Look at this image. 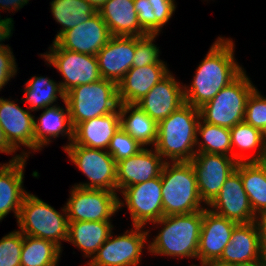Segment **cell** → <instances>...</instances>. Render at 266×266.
<instances>
[{
    "instance_id": "f1b7e54d",
    "label": "cell",
    "mask_w": 266,
    "mask_h": 266,
    "mask_svg": "<svg viewBox=\"0 0 266 266\" xmlns=\"http://www.w3.org/2000/svg\"><path fill=\"white\" fill-rule=\"evenodd\" d=\"M118 110L120 127L126 133L142 146L156 143L158 124L145 111L136 104H120ZM130 110L128 118H124Z\"/></svg>"
},
{
    "instance_id": "484cf974",
    "label": "cell",
    "mask_w": 266,
    "mask_h": 266,
    "mask_svg": "<svg viewBox=\"0 0 266 266\" xmlns=\"http://www.w3.org/2000/svg\"><path fill=\"white\" fill-rule=\"evenodd\" d=\"M109 221H76L68 222L67 241L78 246L86 256H92L111 233Z\"/></svg>"
},
{
    "instance_id": "6da1fadb",
    "label": "cell",
    "mask_w": 266,
    "mask_h": 266,
    "mask_svg": "<svg viewBox=\"0 0 266 266\" xmlns=\"http://www.w3.org/2000/svg\"><path fill=\"white\" fill-rule=\"evenodd\" d=\"M218 39L199 65L191 87H184L185 103L198 109L243 72L234 61L233 42Z\"/></svg>"
},
{
    "instance_id": "7bdbcfd3",
    "label": "cell",
    "mask_w": 266,
    "mask_h": 266,
    "mask_svg": "<svg viewBox=\"0 0 266 266\" xmlns=\"http://www.w3.org/2000/svg\"><path fill=\"white\" fill-rule=\"evenodd\" d=\"M29 0H0V7H4V9H9L13 7L14 9H18V7H23L24 4L28 3ZM10 4V5H9ZM3 5V6H2ZM5 5V6H4ZM12 5V6H11ZM7 6V7H6ZM11 6V7H10Z\"/></svg>"
},
{
    "instance_id": "2e32d148",
    "label": "cell",
    "mask_w": 266,
    "mask_h": 266,
    "mask_svg": "<svg viewBox=\"0 0 266 266\" xmlns=\"http://www.w3.org/2000/svg\"><path fill=\"white\" fill-rule=\"evenodd\" d=\"M136 37L112 36L96 54L101 77L118 82L133 67Z\"/></svg>"
},
{
    "instance_id": "603a6c76",
    "label": "cell",
    "mask_w": 266,
    "mask_h": 266,
    "mask_svg": "<svg viewBox=\"0 0 266 266\" xmlns=\"http://www.w3.org/2000/svg\"><path fill=\"white\" fill-rule=\"evenodd\" d=\"M25 162L26 157L24 159L23 156L17 155L9 164H3L0 168V220L10 210L14 211L18 219L23 199L27 194L22 189Z\"/></svg>"
},
{
    "instance_id": "44dd1931",
    "label": "cell",
    "mask_w": 266,
    "mask_h": 266,
    "mask_svg": "<svg viewBox=\"0 0 266 266\" xmlns=\"http://www.w3.org/2000/svg\"><path fill=\"white\" fill-rule=\"evenodd\" d=\"M34 121L29 111L0 98V125L8 144L14 150L18 144L34 149Z\"/></svg>"
},
{
    "instance_id": "bcb514c9",
    "label": "cell",
    "mask_w": 266,
    "mask_h": 266,
    "mask_svg": "<svg viewBox=\"0 0 266 266\" xmlns=\"http://www.w3.org/2000/svg\"><path fill=\"white\" fill-rule=\"evenodd\" d=\"M207 266H237L236 264H232L229 262H224L219 259L211 260L206 262Z\"/></svg>"
},
{
    "instance_id": "8992f818",
    "label": "cell",
    "mask_w": 266,
    "mask_h": 266,
    "mask_svg": "<svg viewBox=\"0 0 266 266\" xmlns=\"http://www.w3.org/2000/svg\"><path fill=\"white\" fill-rule=\"evenodd\" d=\"M255 89L243 71L211 101L199 108L201 119L206 123L231 129L244 121L247 100Z\"/></svg>"
},
{
    "instance_id": "7402d4cb",
    "label": "cell",
    "mask_w": 266,
    "mask_h": 266,
    "mask_svg": "<svg viewBox=\"0 0 266 266\" xmlns=\"http://www.w3.org/2000/svg\"><path fill=\"white\" fill-rule=\"evenodd\" d=\"M259 232L255 221L238 223L231 234L228 245L219 260L232 264L253 262L263 257Z\"/></svg>"
},
{
    "instance_id": "b9f144b4",
    "label": "cell",
    "mask_w": 266,
    "mask_h": 266,
    "mask_svg": "<svg viewBox=\"0 0 266 266\" xmlns=\"http://www.w3.org/2000/svg\"><path fill=\"white\" fill-rule=\"evenodd\" d=\"M1 19V18H0ZM13 20L11 18H6L0 20V42L2 40H5L10 37L11 35V30H12V23ZM5 45L0 44V48H4Z\"/></svg>"
},
{
    "instance_id": "cb8c5ba5",
    "label": "cell",
    "mask_w": 266,
    "mask_h": 266,
    "mask_svg": "<svg viewBox=\"0 0 266 266\" xmlns=\"http://www.w3.org/2000/svg\"><path fill=\"white\" fill-rule=\"evenodd\" d=\"M120 128V112L92 118L73 128V143L95 149H108L111 138Z\"/></svg>"
},
{
    "instance_id": "5b68a950",
    "label": "cell",
    "mask_w": 266,
    "mask_h": 266,
    "mask_svg": "<svg viewBox=\"0 0 266 266\" xmlns=\"http://www.w3.org/2000/svg\"><path fill=\"white\" fill-rule=\"evenodd\" d=\"M65 101L73 128L81 122L113 113L120 105L117 83L104 78L74 87L65 94Z\"/></svg>"
},
{
    "instance_id": "e575fe53",
    "label": "cell",
    "mask_w": 266,
    "mask_h": 266,
    "mask_svg": "<svg viewBox=\"0 0 266 266\" xmlns=\"http://www.w3.org/2000/svg\"><path fill=\"white\" fill-rule=\"evenodd\" d=\"M202 123L199 122L197 132L205 142L199 144L201 145L199 152L228 156V151L232 149L230 130L204 121Z\"/></svg>"
},
{
    "instance_id": "d6986e66",
    "label": "cell",
    "mask_w": 266,
    "mask_h": 266,
    "mask_svg": "<svg viewBox=\"0 0 266 266\" xmlns=\"http://www.w3.org/2000/svg\"><path fill=\"white\" fill-rule=\"evenodd\" d=\"M154 152L143 148L137 154L117 162V189L161 176L166 161L161 162V155L156 150Z\"/></svg>"
},
{
    "instance_id": "60d3db41",
    "label": "cell",
    "mask_w": 266,
    "mask_h": 266,
    "mask_svg": "<svg viewBox=\"0 0 266 266\" xmlns=\"http://www.w3.org/2000/svg\"><path fill=\"white\" fill-rule=\"evenodd\" d=\"M261 217V220H255L256 225L258 226L260 244L262 248L263 255L266 257V213L258 214Z\"/></svg>"
},
{
    "instance_id": "9c48e42d",
    "label": "cell",
    "mask_w": 266,
    "mask_h": 266,
    "mask_svg": "<svg viewBox=\"0 0 266 266\" xmlns=\"http://www.w3.org/2000/svg\"><path fill=\"white\" fill-rule=\"evenodd\" d=\"M64 150L91 183L75 186L114 191L117 189V163L107 152L71 142Z\"/></svg>"
},
{
    "instance_id": "83f0119b",
    "label": "cell",
    "mask_w": 266,
    "mask_h": 266,
    "mask_svg": "<svg viewBox=\"0 0 266 266\" xmlns=\"http://www.w3.org/2000/svg\"><path fill=\"white\" fill-rule=\"evenodd\" d=\"M66 111L55 105L46 107V110L40 116L39 121H34V150L40 149L44 144L46 145L50 137H58L59 134H68L69 140L73 141V126L70 121L69 107L65 101ZM65 130V131H64Z\"/></svg>"
},
{
    "instance_id": "4dcf8cb0",
    "label": "cell",
    "mask_w": 266,
    "mask_h": 266,
    "mask_svg": "<svg viewBox=\"0 0 266 266\" xmlns=\"http://www.w3.org/2000/svg\"><path fill=\"white\" fill-rule=\"evenodd\" d=\"M61 248L55 243L23 235L21 266H56Z\"/></svg>"
},
{
    "instance_id": "ab89813d",
    "label": "cell",
    "mask_w": 266,
    "mask_h": 266,
    "mask_svg": "<svg viewBox=\"0 0 266 266\" xmlns=\"http://www.w3.org/2000/svg\"><path fill=\"white\" fill-rule=\"evenodd\" d=\"M15 60L10 51V47L0 48V89L6 84L10 77L17 72Z\"/></svg>"
},
{
    "instance_id": "c3c4849f",
    "label": "cell",
    "mask_w": 266,
    "mask_h": 266,
    "mask_svg": "<svg viewBox=\"0 0 266 266\" xmlns=\"http://www.w3.org/2000/svg\"><path fill=\"white\" fill-rule=\"evenodd\" d=\"M264 144H265V147H266V131L264 132Z\"/></svg>"
},
{
    "instance_id": "74e56055",
    "label": "cell",
    "mask_w": 266,
    "mask_h": 266,
    "mask_svg": "<svg viewBox=\"0 0 266 266\" xmlns=\"http://www.w3.org/2000/svg\"><path fill=\"white\" fill-rule=\"evenodd\" d=\"M244 122L259 129L262 133L266 131V98H262L257 89L247 100Z\"/></svg>"
},
{
    "instance_id": "52a82bcc",
    "label": "cell",
    "mask_w": 266,
    "mask_h": 266,
    "mask_svg": "<svg viewBox=\"0 0 266 266\" xmlns=\"http://www.w3.org/2000/svg\"><path fill=\"white\" fill-rule=\"evenodd\" d=\"M66 217V218H65ZM21 233L49 240L61 248L60 240L68 238V218L54 208L27 193L18 216Z\"/></svg>"
},
{
    "instance_id": "ac0fdd59",
    "label": "cell",
    "mask_w": 266,
    "mask_h": 266,
    "mask_svg": "<svg viewBox=\"0 0 266 266\" xmlns=\"http://www.w3.org/2000/svg\"><path fill=\"white\" fill-rule=\"evenodd\" d=\"M184 103V90L168 73L136 105L158 124Z\"/></svg>"
},
{
    "instance_id": "f546056e",
    "label": "cell",
    "mask_w": 266,
    "mask_h": 266,
    "mask_svg": "<svg viewBox=\"0 0 266 266\" xmlns=\"http://www.w3.org/2000/svg\"><path fill=\"white\" fill-rule=\"evenodd\" d=\"M140 26L148 34H156L171 18L175 5L173 0H134Z\"/></svg>"
},
{
    "instance_id": "3957f363",
    "label": "cell",
    "mask_w": 266,
    "mask_h": 266,
    "mask_svg": "<svg viewBox=\"0 0 266 266\" xmlns=\"http://www.w3.org/2000/svg\"><path fill=\"white\" fill-rule=\"evenodd\" d=\"M161 172L163 216L190 214L200 210L202 202L195 171L190 161H178Z\"/></svg>"
},
{
    "instance_id": "8d00e7d4",
    "label": "cell",
    "mask_w": 266,
    "mask_h": 266,
    "mask_svg": "<svg viewBox=\"0 0 266 266\" xmlns=\"http://www.w3.org/2000/svg\"><path fill=\"white\" fill-rule=\"evenodd\" d=\"M23 234L13 231L0 240V266H21Z\"/></svg>"
},
{
    "instance_id": "ffe728a7",
    "label": "cell",
    "mask_w": 266,
    "mask_h": 266,
    "mask_svg": "<svg viewBox=\"0 0 266 266\" xmlns=\"http://www.w3.org/2000/svg\"><path fill=\"white\" fill-rule=\"evenodd\" d=\"M166 68L165 64L130 68L117 84L120 104H136L169 73Z\"/></svg>"
},
{
    "instance_id": "5bb4252c",
    "label": "cell",
    "mask_w": 266,
    "mask_h": 266,
    "mask_svg": "<svg viewBox=\"0 0 266 266\" xmlns=\"http://www.w3.org/2000/svg\"><path fill=\"white\" fill-rule=\"evenodd\" d=\"M111 37L107 24L97 12L85 22L63 32L54 42L62 49L96 56Z\"/></svg>"
},
{
    "instance_id": "d590c367",
    "label": "cell",
    "mask_w": 266,
    "mask_h": 266,
    "mask_svg": "<svg viewBox=\"0 0 266 266\" xmlns=\"http://www.w3.org/2000/svg\"><path fill=\"white\" fill-rule=\"evenodd\" d=\"M141 149H143L142 145L120 127L111 138L108 153L117 163L137 154Z\"/></svg>"
},
{
    "instance_id": "7dc6e473",
    "label": "cell",
    "mask_w": 266,
    "mask_h": 266,
    "mask_svg": "<svg viewBox=\"0 0 266 266\" xmlns=\"http://www.w3.org/2000/svg\"><path fill=\"white\" fill-rule=\"evenodd\" d=\"M85 1L91 4L98 11L107 0H85Z\"/></svg>"
},
{
    "instance_id": "4fadbf2b",
    "label": "cell",
    "mask_w": 266,
    "mask_h": 266,
    "mask_svg": "<svg viewBox=\"0 0 266 266\" xmlns=\"http://www.w3.org/2000/svg\"><path fill=\"white\" fill-rule=\"evenodd\" d=\"M134 226H144L163 217L161 176L123 188Z\"/></svg>"
},
{
    "instance_id": "7c38bea8",
    "label": "cell",
    "mask_w": 266,
    "mask_h": 266,
    "mask_svg": "<svg viewBox=\"0 0 266 266\" xmlns=\"http://www.w3.org/2000/svg\"><path fill=\"white\" fill-rule=\"evenodd\" d=\"M135 231L129 234L125 232L122 236L108 239L98 249L96 255L92 256L90 266H135L139 263L140 255L148 232H141L142 226H134Z\"/></svg>"
},
{
    "instance_id": "d4e9b609",
    "label": "cell",
    "mask_w": 266,
    "mask_h": 266,
    "mask_svg": "<svg viewBox=\"0 0 266 266\" xmlns=\"http://www.w3.org/2000/svg\"><path fill=\"white\" fill-rule=\"evenodd\" d=\"M112 36H145L140 26L134 0H107L98 10Z\"/></svg>"
},
{
    "instance_id": "ee69618b",
    "label": "cell",
    "mask_w": 266,
    "mask_h": 266,
    "mask_svg": "<svg viewBox=\"0 0 266 266\" xmlns=\"http://www.w3.org/2000/svg\"><path fill=\"white\" fill-rule=\"evenodd\" d=\"M0 152L7 153V154L15 152V150L8 144L4 136L1 125H0Z\"/></svg>"
},
{
    "instance_id": "d6a6232c",
    "label": "cell",
    "mask_w": 266,
    "mask_h": 266,
    "mask_svg": "<svg viewBox=\"0 0 266 266\" xmlns=\"http://www.w3.org/2000/svg\"><path fill=\"white\" fill-rule=\"evenodd\" d=\"M57 92L64 100L65 94L60 84L44 77H33L28 80L25 88V99L30 103L31 111L42 109L53 104L57 99Z\"/></svg>"
},
{
    "instance_id": "f6af8a7d",
    "label": "cell",
    "mask_w": 266,
    "mask_h": 266,
    "mask_svg": "<svg viewBox=\"0 0 266 266\" xmlns=\"http://www.w3.org/2000/svg\"><path fill=\"white\" fill-rule=\"evenodd\" d=\"M237 266H266V257L263 256L253 262L238 264Z\"/></svg>"
},
{
    "instance_id": "9a60e30c",
    "label": "cell",
    "mask_w": 266,
    "mask_h": 266,
    "mask_svg": "<svg viewBox=\"0 0 266 266\" xmlns=\"http://www.w3.org/2000/svg\"><path fill=\"white\" fill-rule=\"evenodd\" d=\"M216 210H211L236 223H250L255 221L240 174L235 170L224 182L219 194L209 204Z\"/></svg>"
},
{
    "instance_id": "30bf717a",
    "label": "cell",
    "mask_w": 266,
    "mask_h": 266,
    "mask_svg": "<svg viewBox=\"0 0 266 266\" xmlns=\"http://www.w3.org/2000/svg\"><path fill=\"white\" fill-rule=\"evenodd\" d=\"M114 191L75 186L63 209L68 222L110 221L109 218L122 207Z\"/></svg>"
},
{
    "instance_id": "4316f807",
    "label": "cell",
    "mask_w": 266,
    "mask_h": 266,
    "mask_svg": "<svg viewBox=\"0 0 266 266\" xmlns=\"http://www.w3.org/2000/svg\"><path fill=\"white\" fill-rule=\"evenodd\" d=\"M235 170L241 176L254 214L266 213V161L239 162Z\"/></svg>"
},
{
    "instance_id": "277c9868",
    "label": "cell",
    "mask_w": 266,
    "mask_h": 266,
    "mask_svg": "<svg viewBox=\"0 0 266 266\" xmlns=\"http://www.w3.org/2000/svg\"><path fill=\"white\" fill-rule=\"evenodd\" d=\"M203 210L180 215L163 216L153 223L165 227L149 245L150 252L168 256L197 257Z\"/></svg>"
},
{
    "instance_id": "f35d334b",
    "label": "cell",
    "mask_w": 266,
    "mask_h": 266,
    "mask_svg": "<svg viewBox=\"0 0 266 266\" xmlns=\"http://www.w3.org/2000/svg\"><path fill=\"white\" fill-rule=\"evenodd\" d=\"M156 34L136 36V51L133 67H143L149 64H164L158 59L159 49L152 43Z\"/></svg>"
},
{
    "instance_id": "836d02e7",
    "label": "cell",
    "mask_w": 266,
    "mask_h": 266,
    "mask_svg": "<svg viewBox=\"0 0 266 266\" xmlns=\"http://www.w3.org/2000/svg\"><path fill=\"white\" fill-rule=\"evenodd\" d=\"M230 130L232 148L236 147L243 150H251L258 148L257 157L247 159V162H262L266 161V147L264 144V133L259 129L252 127L244 121L234 125ZM259 153V154H258Z\"/></svg>"
},
{
    "instance_id": "7a4b0ae2",
    "label": "cell",
    "mask_w": 266,
    "mask_h": 266,
    "mask_svg": "<svg viewBox=\"0 0 266 266\" xmlns=\"http://www.w3.org/2000/svg\"><path fill=\"white\" fill-rule=\"evenodd\" d=\"M200 119L199 109L184 103L158 123L155 150L173 162L191 161L196 154L192 148L199 144L197 128Z\"/></svg>"
},
{
    "instance_id": "681fc988",
    "label": "cell",
    "mask_w": 266,
    "mask_h": 266,
    "mask_svg": "<svg viewBox=\"0 0 266 266\" xmlns=\"http://www.w3.org/2000/svg\"><path fill=\"white\" fill-rule=\"evenodd\" d=\"M202 263V266H207L206 262H201ZM193 266H196V265H193Z\"/></svg>"
},
{
    "instance_id": "1f68e13d",
    "label": "cell",
    "mask_w": 266,
    "mask_h": 266,
    "mask_svg": "<svg viewBox=\"0 0 266 266\" xmlns=\"http://www.w3.org/2000/svg\"><path fill=\"white\" fill-rule=\"evenodd\" d=\"M51 9L56 21L63 26L55 40L63 32L85 22L98 12L85 0H53Z\"/></svg>"
},
{
    "instance_id": "8fae6325",
    "label": "cell",
    "mask_w": 266,
    "mask_h": 266,
    "mask_svg": "<svg viewBox=\"0 0 266 266\" xmlns=\"http://www.w3.org/2000/svg\"><path fill=\"white\" fill-rule=\"evenodd\" d=\"M53 43L50 54L44 57L64 76L65 82L59 83L64 94L76 86L90 84L102 78L96 56L62 49Z\"/></svg>"
},
{
    "instance_id": "ba28073f",
    "label": "cell",
    "mask_w": 266,
    "mask_h": 266,
    "mask_svg": "<svg viewBox=\"0 0 266 266\" xmlns=\"http://www.w3.org/2000/svg\"><path fill=\"white\" fill-rule=\"evenodd\" d=\"M240 153L232 156L197 152L190 161L195 171L197 188L202 201L209 205L219 194L226 179L235 171L239 162H245ZM242 159V160H241Z\"/></svg>"
},
{
    "instance_id": "e0dca14e",
    "label": "cell",
    "mask_w": 266,
    "mask_h": 266,
    "mask_svg": "<svg viewBox=\"0 0 266 266\" xmlns=\"http://www.w3.org/2000/svg\"><path fill=\"white\" fill-rule=\"evenodd\" d=\"M237 224L204 208L197 258L201 262L219 259Z\"/></svg>"
}]
</instances>
